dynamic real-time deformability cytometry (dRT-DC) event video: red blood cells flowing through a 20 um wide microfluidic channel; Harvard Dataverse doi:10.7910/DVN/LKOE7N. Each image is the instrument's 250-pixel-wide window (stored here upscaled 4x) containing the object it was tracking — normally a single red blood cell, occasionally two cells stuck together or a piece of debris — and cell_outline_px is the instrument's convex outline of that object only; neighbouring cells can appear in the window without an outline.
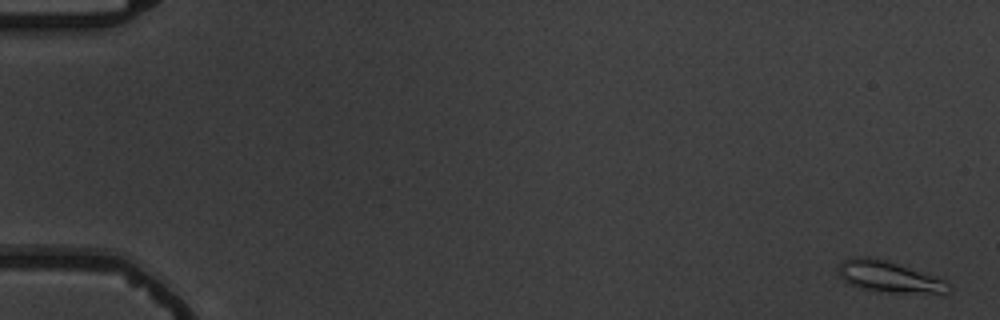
{"species": "common noctule bat (a hibernating species)", "species_latin": "Nyctalus noctula", "temperature_condition": "warm", "stored_images_in_passage": 6, "camera_frame_rate_fps": 3000, "um_per_image_px": 0.085, "animal": {"sex": "male", "body_mass_g": 19.5, "forearm_length_mm": 54.6}, "frame": {"image": 1, "passage_image": 1, "time_ms": 0.0, "image_size_px": [1000, 320], "cell_outline_px": [[952, 288], [944, 296], [880, 292], [860, 288], [844, 280], [840, 276], [836, 268], [844, 260], [856, 256], [868, 256], [888, 260], [944, 280]], "centroid_in_image_um": [75.64, 23.57], "position_along_channel_um": 9.4, "area_um2": 20.69}}
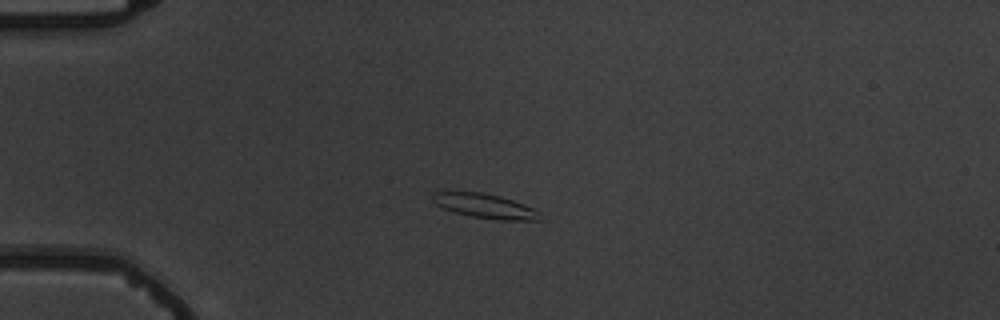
{"frame": {"image": 2, "passage_image": 5, "time_ms": 4.667, "image_size_px": [1000, 320], "cell_outline_px": [[544, 220], [500, 220], [472, 216], [456, 212], [444, 208], [436, 204], [432, 200], [432, 196], [436, 192], [484, 192], [500, 196], [524, 204], [540, 212]], "centroid_in_image_um": [41.29, 17.51], "position_along_channel_um": 43.7, "area_um2": 15.14}}